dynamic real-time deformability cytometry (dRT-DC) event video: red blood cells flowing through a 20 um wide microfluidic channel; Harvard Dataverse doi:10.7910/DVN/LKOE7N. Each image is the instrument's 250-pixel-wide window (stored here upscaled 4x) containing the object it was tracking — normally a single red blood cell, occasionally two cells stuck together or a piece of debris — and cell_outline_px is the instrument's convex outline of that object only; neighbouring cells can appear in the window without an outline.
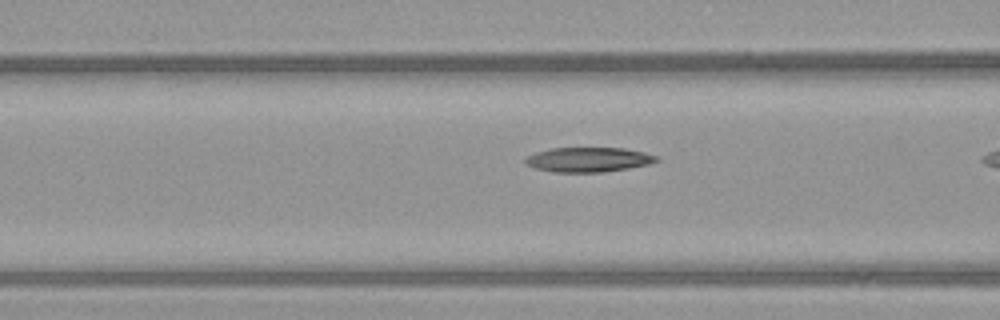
{"species": "common noctule bat (a hibernating species)", "species_latin": "Nyctalus noctula", "temperature_condition": "warm", "stored_images_in_passage": 9, "camera_frame_rate_fps": 3000, "um_per_image_px": 0.085, "animal": {"sex": "female", "body_mass_g": 21.9}, "frame": {"image": 1, "passage_image": 8, "time_ms": 2.333, "image_size_px": [1000, 320], "cell_outline_px": [[660, 160], [648, 164], [628, 168], [600, 172], [552, 172], [536, 168], [524, 164], [524, 160], [528, 156], [536, 152], [552, 148], [624, 148], [644, 152], [660, 156]], "centroid_in_image_um": [50.03, 13.56], "position_along_channel_um": 116.6, "area_um2": 18.84}}